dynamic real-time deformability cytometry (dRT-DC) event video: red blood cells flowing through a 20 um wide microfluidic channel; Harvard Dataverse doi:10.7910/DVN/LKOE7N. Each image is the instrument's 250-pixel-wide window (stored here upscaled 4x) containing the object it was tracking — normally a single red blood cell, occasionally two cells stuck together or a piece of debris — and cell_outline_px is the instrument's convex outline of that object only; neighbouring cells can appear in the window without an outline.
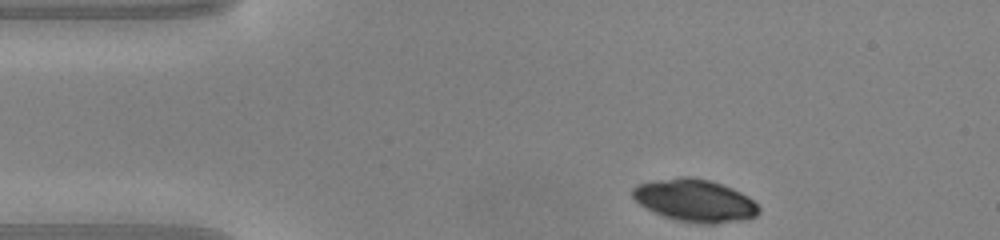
{"species": "common noctule bat (a hibernating species)", "species_latin": "Nyctalus noctula", "temperature_condition": "warm", "stored_images_in_passage": 42, "camera_frame_rate_fps": 3000, "um_per_image_px": 0.085, "animal": {"sex": "male", "body_mass_g": 20.0, "forearm_length_mm": 53.3}, "frame": {"image": 1, "passage_image": 1, "time_ms": 0.0, "image_size_px": [1000, 240], "cell_outline_px": [[760, 212], [756, 216], [740, 220], [716, 224], [700, 224], [676, 220], [664, 216], [640, 204], [632, 196], [632, 188], [636, 184], [656, 180], [680, 176], [688, 176], [708, 180], [732, 188], [748, 196], [760, 208]], "centroid_in_image_um": [59.07, 17.04], "position_along_channel_um": 25.9, "area_um2": 31.1}}